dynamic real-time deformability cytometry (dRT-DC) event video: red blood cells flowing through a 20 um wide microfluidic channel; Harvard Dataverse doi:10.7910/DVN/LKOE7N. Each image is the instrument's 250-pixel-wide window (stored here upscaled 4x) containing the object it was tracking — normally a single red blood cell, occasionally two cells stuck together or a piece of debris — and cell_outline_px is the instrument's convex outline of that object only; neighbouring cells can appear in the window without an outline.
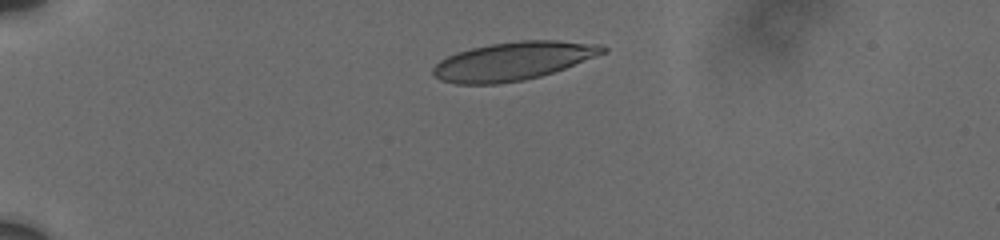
{"species": "human", "species_latin": "Homo sapiens", "temperature_condition": "cold", "stored_images_in_passage": 23, "camera_frame_rate_fps": 3000, "um_per_image_px": 0.085, "donor": {"sex": "male"}, "frame": {"image": 1, "passage_image": 1, "time_ms": 0.0, "image_size_px": [1000, 240], "cell_outline_px": [[608, 52], [564, 68], [540, 76], [524, 80], [500, 84], [456, 84], [440, 80], [432, 72], [432, 68], [440, 60], [456, 52], [472, 48], [492, 44], [520, 40], [556, 40], [600, 44], [608, 48]], "centroid_in_image_um": [43.63, 5.19], "position_along_channel_um": 41.4, "area_um2": 37.86}}
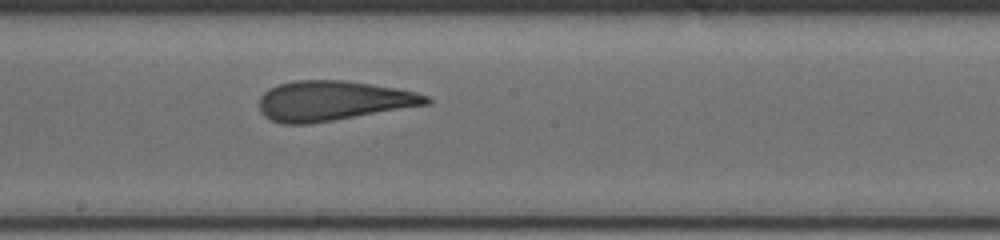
{"frame": {"image": 2, "passage_image": 14, "time_ms": 6.333, "image_size_px": [1000, 240], "cell_outline_px": [[432, 100], [428, 104], [308, 124], [284, 124], [272, 120], [264, 116], [260, 112], [260, 96], [264, 92], [280, 84], [296, 80], [344, 80], [400, 88], [416, 92], [428, 96]], "centroid_in_image_um": [28.3, 8.56], "position_along_channel_um": 219.9, "area_um2": 38.49}}
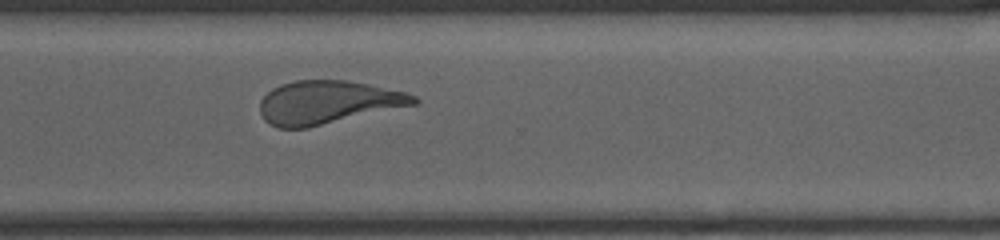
{"frame": {"image": 3, "passage_image": 23, "time_ms": 9.667, "image_size_px": [1000, 240], "cell_outline_px": [[420, 100], [416, 104], [308, 128], [276, 128], [268, 124], [264, 120], [260, 112], [260, 100], [272, 88], [280, 84], [296, 80], [348, 80], [404, 92], [416, 96]], "centroid_in_image_um": [27.81, 8.71], "position_along_channel_um": 342.8, "area_um2": 38.78}}